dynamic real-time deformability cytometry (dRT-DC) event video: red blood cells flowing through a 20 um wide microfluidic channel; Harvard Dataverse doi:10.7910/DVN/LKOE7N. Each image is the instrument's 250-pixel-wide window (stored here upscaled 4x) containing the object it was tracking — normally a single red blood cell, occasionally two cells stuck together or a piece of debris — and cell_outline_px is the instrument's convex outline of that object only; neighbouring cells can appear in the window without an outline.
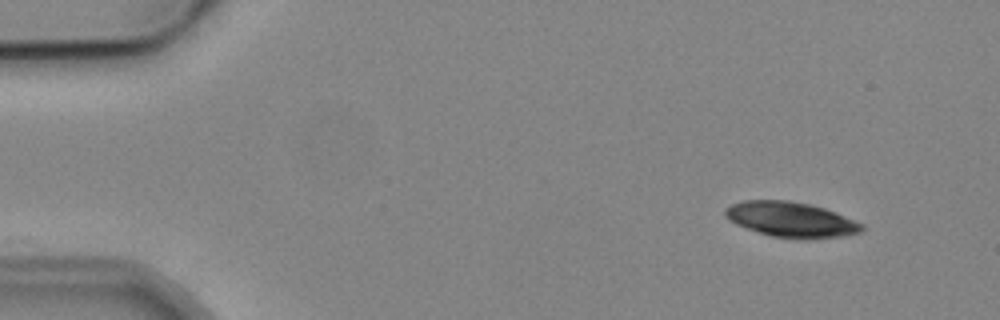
{"species": "common noctule bat (a hibernating species)", "species_latin": "Nyctalus noctula", "temperature_condition": "cold", "stored_images_in_passage": 4, "camera_frame_rate_fps": 3000, "um_per_image_px": 0.085, "animal": {"sex": "male", "body_mass_g": 19.2, "forearm_length_mm": 51.8}, "frame": {"image": 1, "passage_image": 1, "time_ms": 0.0, "image_size_px": [1000, 320], "cell_outline_px": [[864, 228], [860, 232], [840, 236], [808, 240], [800, 240], [772, 236], [736, 224], [728, 220], [724, 216], [724, 212], [732, 204], [744, 200], [788, 200], [808, 204], [824, 208], [864, 224]], "centroid_in_image_um": [67.24, 18.67], "position_along_channel_um": 17.8, "area_um2": 27.92}}